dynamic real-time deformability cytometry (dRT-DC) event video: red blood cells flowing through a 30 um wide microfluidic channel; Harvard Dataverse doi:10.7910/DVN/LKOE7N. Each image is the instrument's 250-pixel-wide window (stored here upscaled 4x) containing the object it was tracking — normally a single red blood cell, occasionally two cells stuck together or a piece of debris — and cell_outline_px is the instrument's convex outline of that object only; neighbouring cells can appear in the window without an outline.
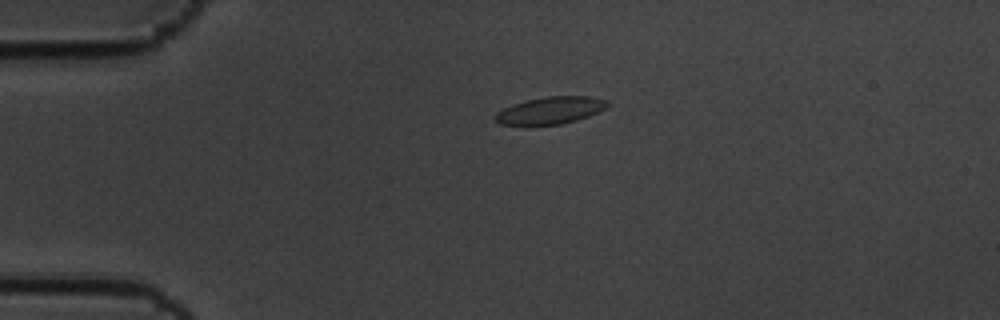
{"species": "common noctule bat (a hibernating species)", "species_latin": "Nyctalus noctula", "temperature_condition": "cold", "stored_images_in_passage": 2, "camera_frame_rate_fps": 3000, "um_per_image_px": 0.085, "animal": {"sex": "male", "body_mass_g": 19.5, "forearm_length_mm": 54.6}, "frame": {"image": 1, "passage_image": 1, "time_ms": 0.0, "image_size_px": [1000, 320], "cell_outline_px": [[608, 104], [604, 108], [588, 116], [576, 120], [560, 124], [500, 124], [492, 120], [496, 112], [512, 104], [524, 100], [548, 96], [592, 96], [604, 100]], "centroid_in_image_um": [46.71, 9.37], "position_along_channel_um": 38.3, "area_um2": 17.51}}